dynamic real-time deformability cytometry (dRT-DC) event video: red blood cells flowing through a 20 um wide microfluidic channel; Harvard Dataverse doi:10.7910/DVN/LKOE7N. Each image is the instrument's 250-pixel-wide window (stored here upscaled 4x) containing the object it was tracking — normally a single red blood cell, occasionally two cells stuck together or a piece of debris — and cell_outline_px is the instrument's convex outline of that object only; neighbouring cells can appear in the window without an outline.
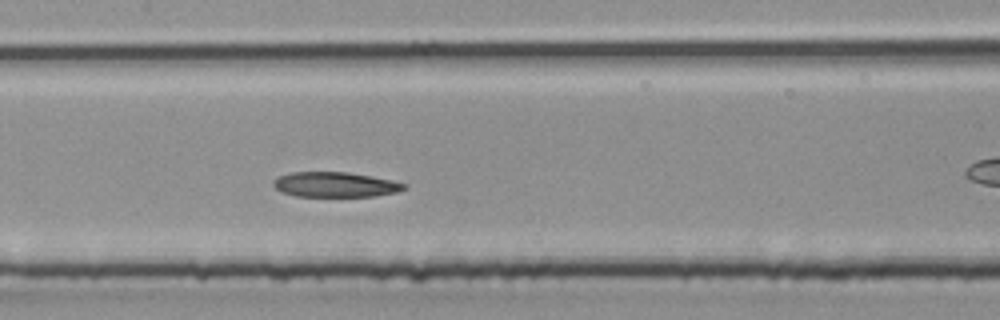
{"species": "common noctule bat (a hibernating species)", "species_latin": "Nyctalus noctula", "temperature_condition": "room temperature", "stored_images_in_passage": 26, "camera_frame_rate_fps": 3000, "um_per_image_px": 0.085, "animal": {"sex": "male", "body_mass_g": 20.4}, "frame": {"image": 1, "passage_image": 8, "time_ms": 2.333, "image_size_px": [1000, 320], "cell_outline_px": [[408, 188], [396, 192], [376, 196], [296, 196], [280, 192], [272, 184], [272, 180], [276, 176], [292, 172], [348, 172], [372, 176], [392, 180], [408, 184]], "centroid_in_image_um": [28.48, 15.68], "position_along_channel_um": 178.9, "area_um2": 19.31}}
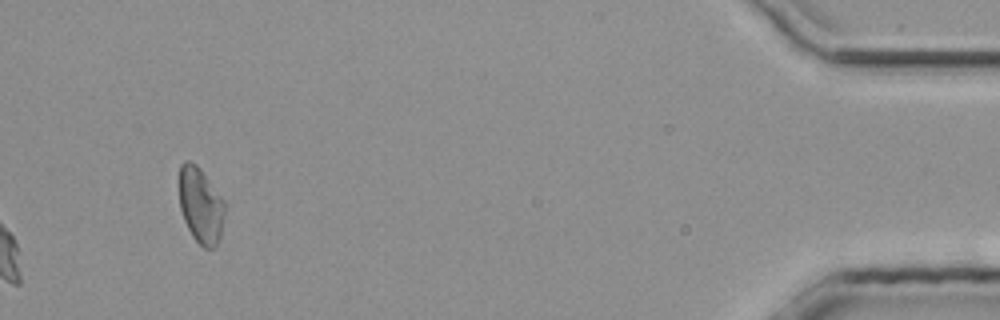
{"frame": {"image": 2, "passage_image": 26, "time_ms": 8.333, "image_size_px": [1000, 320], "cell_outline_px": [[224, 212], [220, 240], [212, 248], [204, 248], [192, 236], [184, 220], [180, 208], [180, 164], [184, 160], [188, 160], [196, 164], [200, 168], [224, 200]], "centroid_in_image_um": [17.06, 17.45], "position_along_channel_um": 418.1, "area_um2": 19.94}}